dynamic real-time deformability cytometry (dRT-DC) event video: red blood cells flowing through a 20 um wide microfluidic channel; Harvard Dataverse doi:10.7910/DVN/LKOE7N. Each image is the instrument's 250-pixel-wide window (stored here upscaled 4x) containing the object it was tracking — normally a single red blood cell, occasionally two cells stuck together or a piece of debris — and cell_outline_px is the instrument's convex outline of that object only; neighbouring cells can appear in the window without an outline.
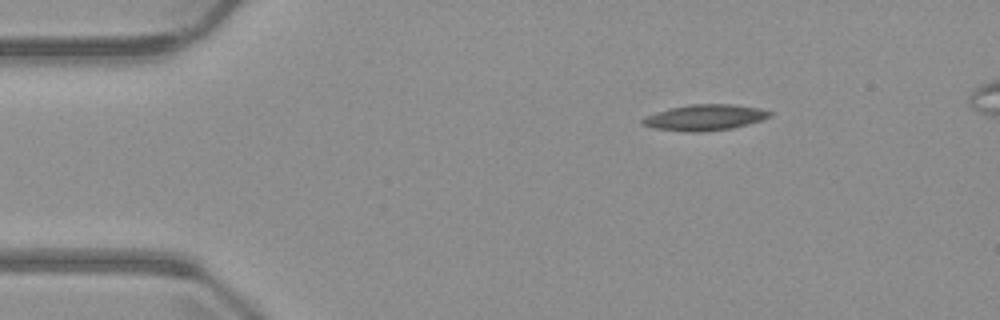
{"species": "common noctule bat (a hibernating species)", "species_latin": "Nyctalus noctula", "temperature_condition": "warm", "stored_images_in_passage": 5, "camera_frame_rate_fps": 3000, "um_per_image_px": 0.085, "animal": {"sex": "male", "body_mass_g": 23.1, "forearm_length_mm": 52.7}, "frame": {"image": 1, "passage_image": 1, "time_ms": 0.0, "image_size_px": [1000, 320], "cell_outline_px": [[772, 116], [764, 120], [732, 128], [696, 132], [692, 132], [656, 128], [640, 124], [640, 120], [644, 116], [656, 112], [688, 104], [732, 104], [760, 108], [772, 112]], "centroid_in_image_um": [59.93, 9.98], "position_along_channel_um": 25.1, "area_um2": 19.19}}
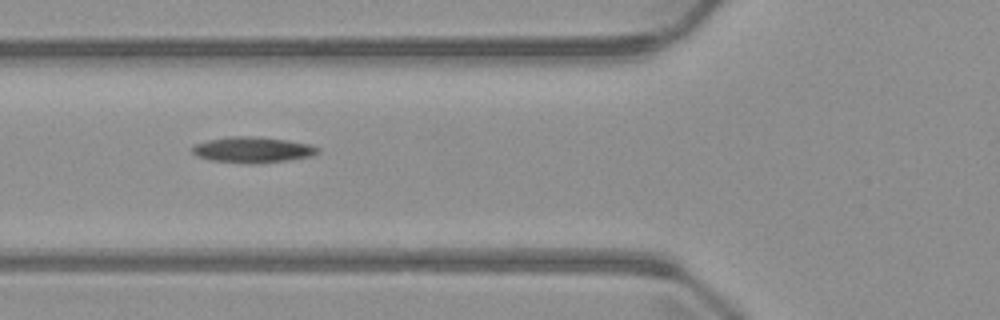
{"frame": {"image": 2, "passage_image": 4, "time_ms": 3.667, "image_size_px": [1000, 320], "cell_outline_px": [[320, 152], [312, 156], [288, 160], [252, 164], [248, 164], [212, 160], [196, 156], [192, 152], [192, 148], [196, 144], [208, 140], [228, 136], [252, 136], [288, 140], [312, 144], [320, 148]], "centroid_in_image_um": [21.51, 12.73], "position_along_channel_um": 104.3, "area_um2": 19.02}}
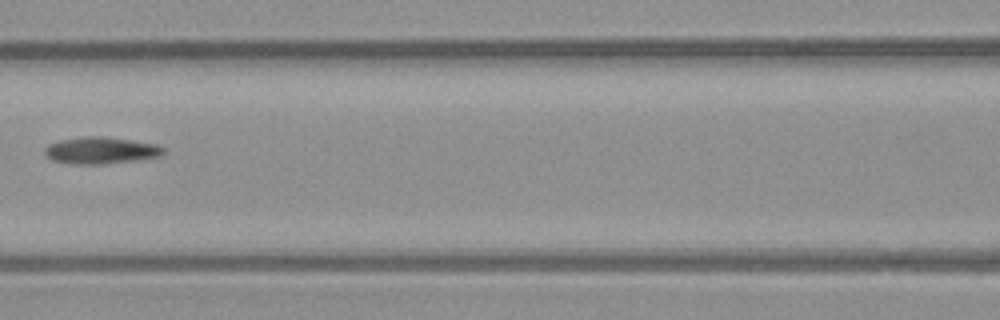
{"frame": {"image": 3, "passage_image": 5, "time_ms": 5.0, "image_size_px": [1000, 320], "cell_outline_px": [[164, 152], [160, 156], [136, 160], [100, 164], [72, 164], [52, 160], [44, 152], [44, 148], [48, 144], [60, 140], [84, 136], [104, 136], [156, 144], [164, 148]], "centroid_in_image_um": [8.54, 12.78], "position_along_channel_um": 158.1, "area_um2": 18.44}}